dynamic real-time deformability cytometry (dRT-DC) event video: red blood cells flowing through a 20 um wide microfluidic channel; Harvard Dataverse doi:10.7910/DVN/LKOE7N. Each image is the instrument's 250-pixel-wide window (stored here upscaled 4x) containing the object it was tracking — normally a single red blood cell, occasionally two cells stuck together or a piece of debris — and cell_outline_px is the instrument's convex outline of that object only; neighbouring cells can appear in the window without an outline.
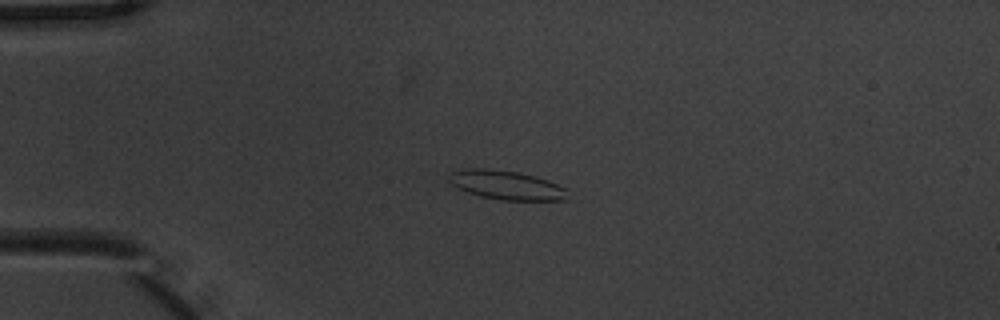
{"species": "common noctule bat (a hibernating species)", "species_latin": "Nyctalus noctula", "temperature_condition": "warm", "stored_images_in_passage": 4, "camera_frame_rate_fps": 3000, "um_per_image_px": 0.085, "animal": {"sex": "male", "body_mass_g": 20.1, "forearm_length_mm": 53.5}, "frame": {"image": 1, "passage_image": 3, "time_ms": 0.667, "image_size_px": [1000, 320], "cell_outline_px": [[568, 200], [500, 200], [480, 196], [468, 192], [452, 184], [448, 180], [448, 172], [468, 168], [480, 168], [520, 172], [536, 176], [548, 180], [568, 188]], "centroid_in_image_um": [43.08, 15.73], "position_along_channel_um": 41.9, "area_um2": 20.29}}